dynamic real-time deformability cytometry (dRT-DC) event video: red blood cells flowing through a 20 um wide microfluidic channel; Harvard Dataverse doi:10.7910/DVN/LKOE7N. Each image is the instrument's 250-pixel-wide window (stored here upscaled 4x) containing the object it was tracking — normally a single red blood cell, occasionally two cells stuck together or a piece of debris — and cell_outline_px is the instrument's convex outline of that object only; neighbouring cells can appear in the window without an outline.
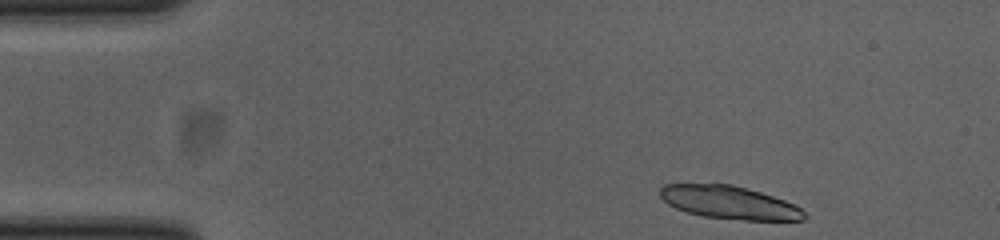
{"species": "common noctule bat (a hibernating species)", "species_latin": "Nyctalus noctula", "temperature_condition": "cold", "stored_images_in_passage": 46, "camera_frame_rate_fps": 3000, "um_per_image_px": 0.085, "animal": {"sex": "female", "body_mass_g": 23.0, "forearm_length_mm": 53.4}, "frame": {"image": 1, "passage_image": 1, "time_ms": 0.0, "image_size_px": [1000, 240], "cell_outline_px": [[808, 216], [804, 220], [744, 220], [704, 216], [688, 212], [676, 208], [668, 204], [660, 196], [660, 188], [664, 184], [732, 184], [760, 192], [796, 204]], "centroid_in_image_um": [62.01, 17.21], "position_along_channel_um": 23.0, "area_um2": 27.57}}
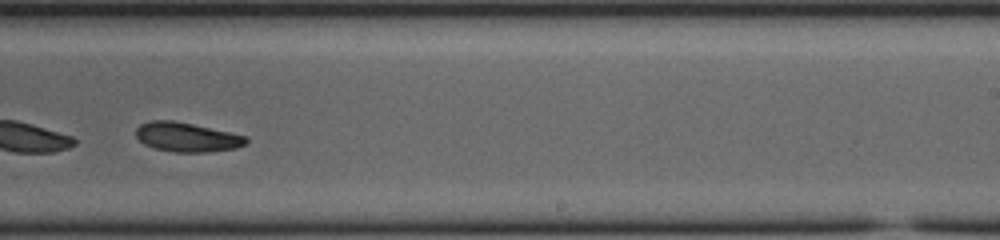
{"frame": {"image": 2, "passage_image": 27, "time_ms": 8.667, "image_size_px": [1000, 240], "cell_outline_px": [[248, 140], [244, 144], [236, 148], [208, 152], [172, 152], [156, 148], [144, 144], [136, 136], [136, 128], [140, 124], [148, 120], [172, 120], [192, 124], [248, 136]], "centroid_in_image_um": [15.87, 11.65], "position_along_channel_um": 273.1, "area_um2": 18.79}, "authors_computed_cell_mechanics": {"area_um2": 19.5942, "velocity_mm_per_s": 3.8419, "shape_relaxation_time_tau1_ms": 4.2552, "shape_relaxation_time_tau2_ms": null, "deformation_change_tau1": 0.1293, "deformation_change_tau2": null}}